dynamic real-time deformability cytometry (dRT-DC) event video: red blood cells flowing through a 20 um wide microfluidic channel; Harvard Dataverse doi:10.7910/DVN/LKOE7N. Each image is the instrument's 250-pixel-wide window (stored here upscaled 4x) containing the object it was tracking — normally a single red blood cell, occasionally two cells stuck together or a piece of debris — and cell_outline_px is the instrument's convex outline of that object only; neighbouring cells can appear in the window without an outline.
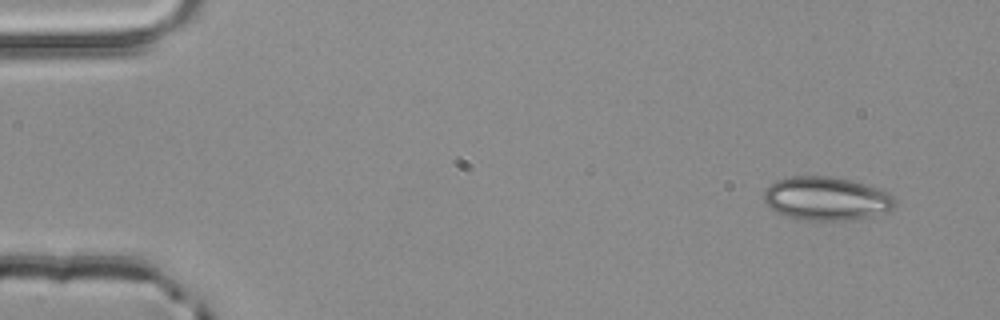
{"species": "common noctule bat (a hibernating species)", "species_latin": "Nyctalus noctula", "temperature_condition": "room temperature", "stored_images_in_passage": 4, "camera_frame_rate_fps": 3000, "um_per_image_px": 0.085, "animal": {"sex": "male", "body_mass_g": 20.4}, "frame": {"image": 1, "passage_image": 1, "time_ms": 0.0, "image_size_px": [1000, 320], "cell_outline_px": [[896, 204], [892, 208], [884, 212], [868, 216], [844, 220], [804, 220], [788, 216], [764, 204], [764, 188], [776, 180], [792, 176], [832, 176], [852, 180], [888, 192], [896, 200]], "centroid_in_image_um": [70.21, 16.86], "position_along_channel_um": 14.8, "area_um2": 33.0}}
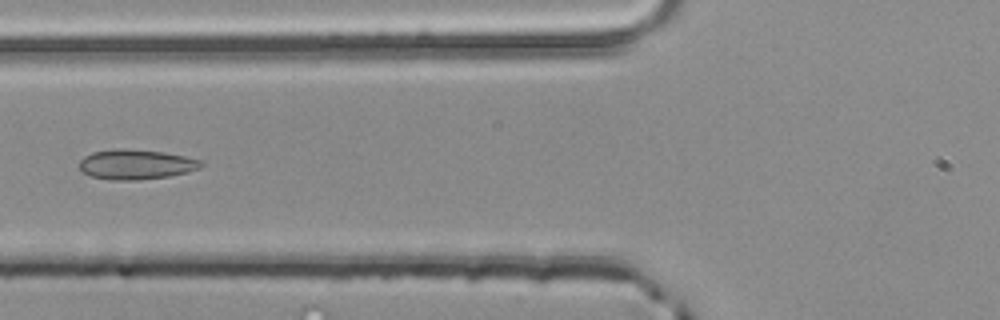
{"frame": {"image": 2, "passage_image": 4, "time_ms": 1.0, "image_size_px": [1000, 320], "cell_outline_px": [[204, 164], [200, 168], [188, 172], [168, 176], [136, 180], [112, 180], [92, 176], [84, 172], [80, 168], [80, 160], [84, 156], [92, 152], [120, 148], [124, 148], [164, 152], [184, 156], [200, 160]], "centroid_in_image_um": [11.57, 13.97], "position_along_channel_um": 114.2, "area_um2": 21.1}}